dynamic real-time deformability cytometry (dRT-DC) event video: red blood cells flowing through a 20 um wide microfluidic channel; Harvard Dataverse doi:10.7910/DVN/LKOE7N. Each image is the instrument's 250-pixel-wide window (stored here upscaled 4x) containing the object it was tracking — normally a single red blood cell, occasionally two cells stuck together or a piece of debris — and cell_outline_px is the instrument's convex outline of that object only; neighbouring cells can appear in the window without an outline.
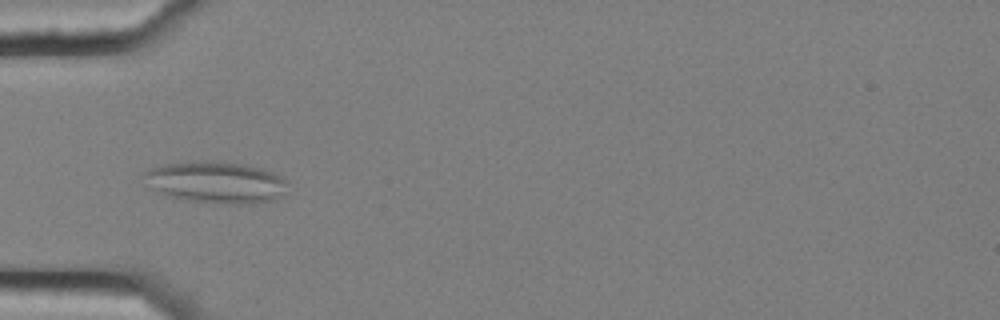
{"species": "common noctule bat (a hibernating species)", "species_latin": "Nyctalus noctula", "temperature_condition": "cold", "stored_images_in_passage": 9, "camera_frame_rate_fps": 3000, "um_per_image_px": 0.085, "animal": {"sex": "female", "body_mass_g": 25.1}, "frame": {"image": 1, "passage_image": 6, "time_ms": 1.667, "image_size_px": [1000, 320], "cell_outline_px": [[288, 184], [280, 196], [276, 200], [248, 204], [236, 204], [188, 200], [164, 196], [152, 188], [144, 172], [160, 164], [192, 160], [204, 160], [244, 164], [260, 168], [284, 176], [288, 180]], "centroid_in_image_um": [18.39, 15.48], "position_along_channel_um": 66.6, "area_um2": 34.97}}